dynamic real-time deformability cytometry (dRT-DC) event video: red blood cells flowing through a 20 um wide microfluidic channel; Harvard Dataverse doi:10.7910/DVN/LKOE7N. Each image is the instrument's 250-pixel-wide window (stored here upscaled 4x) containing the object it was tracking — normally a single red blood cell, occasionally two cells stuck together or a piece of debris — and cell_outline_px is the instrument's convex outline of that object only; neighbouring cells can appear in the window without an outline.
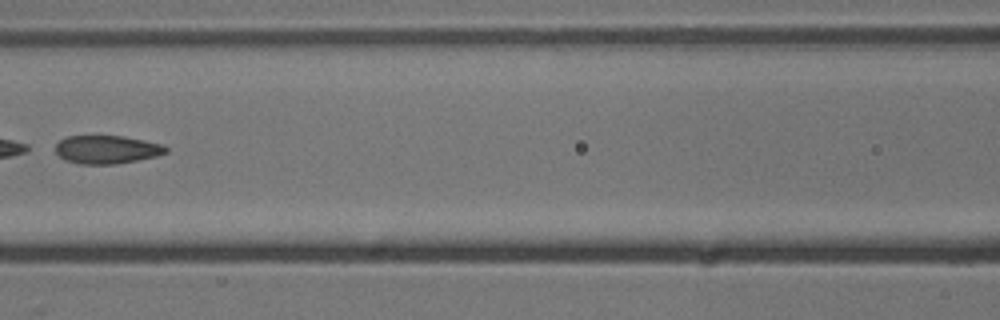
{"species": "common noctule bat (a hibernating species)", "species_latin": "Nyctalus noctula", "temperature_condition": "cold", "stored_images_in_passage": 7, "camera_frame_rate_fps": 3000, "um_per_image_px": 0.085, "animal": {"sex": "male", "body_mass_g": 13.3}, "frame": {"image": 1, "passage_image": 6, "time_ms": 7.0, "image_size_px": [1000, 320], "cell_outline_px": [[168, 152], [156, 156], [116, 164], [80, 164], [68, 160], [60, 156], [56, 152], [56, 144], [60, 140], [68, 136], [124, 136], [164, 144], [168, 148]], "centroid_in_image_um": [9.12, 12.7], "position_along_channel_um": 157.5, "area_um2": 18.09}}
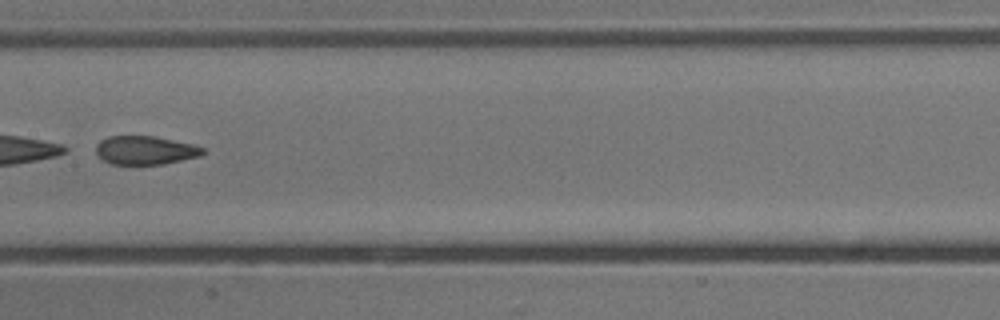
{"frame": {"image": 2, "passage_image": 7, "time_ms": 8.0, "image_size_px": [1000, 320], "cell_outline_px": [[204, 152], [200, 156], [164, 164], [112, 164], [104, 160], [96, 152], [96, 144], [100, 140], [108, 136], [156, 136], [192, 144], [204, 148]], "centroid_in_image_um": [12.34, 12.76], "position_along_channel_um": 195.1, "area_um2": 17.74}}